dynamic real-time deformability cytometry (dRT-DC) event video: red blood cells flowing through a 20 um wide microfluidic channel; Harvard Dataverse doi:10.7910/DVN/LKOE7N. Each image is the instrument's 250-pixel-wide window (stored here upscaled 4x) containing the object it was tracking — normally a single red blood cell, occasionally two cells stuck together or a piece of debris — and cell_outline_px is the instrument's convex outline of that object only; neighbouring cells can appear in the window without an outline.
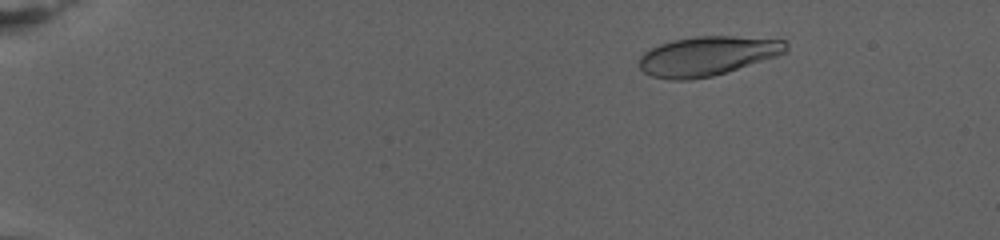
{"species": "human", "species_latin": "Homo sapiens", "temperature_condition": "warm", "stored_images_in_passage": 79, "camera_frame_rate_fps": 3000, "um_per_image_px": 0.085, "donor": {"sex": "female"}, "frame": {"image": 1, "passage_image": 13, "time_ms": 4.0, "image_size_px": [1000, 240], "cell_outline_px": [[788, 52], [776, 56], [712, 76], [692, 80], [672, 80], [652, 76], [644, 72], [640, 68], [640, 56], [644, 52], [660, 44], [672, 40], [696, 36], [732, 36], [784, 40], [788, 44]], "centroid_in_image_um": [60.12, 4.76], "position_along_channel_um": 24.9, "area_um2": 33.41}}
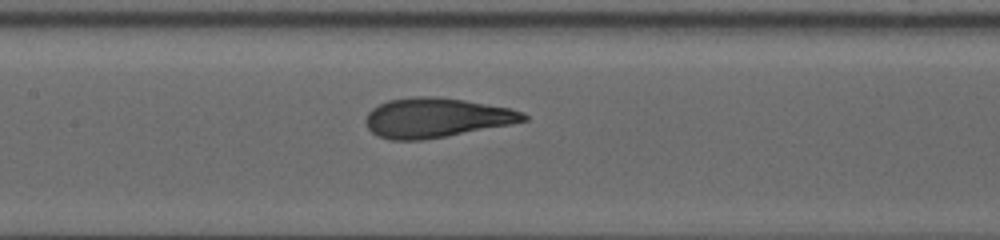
{"frame": {"image": 2, "passage_image": 42, "time_ms": 13.667, "image_size_px": [1000, 240], "cell_outline_px": [[528, 120], [512, 124], [424, 140], [388, 140], [372, 132], [368, 128], [364, 120], [368, 112], [372, 108], [388, 100], [416, 96], [436, 96], [464, 100], [508, 108], [524, 112], [528, 116]], "centroid_in_image_um": [37.07, 10.01], "position_along_channel_um": 170.3, "area_um2": 36.36}}
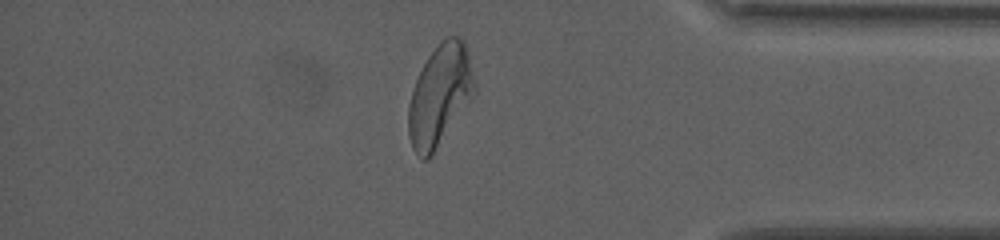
{"frame": {"image": 3, "passage_image": 69, "time_ms": 22.667, "image_size_px": [1000, 240], "cell_outline_px": [[476, 88], [432, 156], [428, 160], [424, 160], [412, 148], [408, 136], [408, 104], [416, 80], [428, 56], [440, 40], [444, 36], [456, 36], [464, 40], [476, 84]], "centroid_in_image_um": [37.35, 8.08], "position_along_channel_um": 397.8, "area_um2": 38.26}, "authors_computed_cell_mechanics": {"area_um2": 35.836, "velocity_mm_per_s": 2.7435, "shape_relaxation_time_tau1_ms": 4.9767, "shape_relaxation_time_tau2_ms": null, "deformation_change_tau1": 0.2198, "deformation_change_tau2": null}}